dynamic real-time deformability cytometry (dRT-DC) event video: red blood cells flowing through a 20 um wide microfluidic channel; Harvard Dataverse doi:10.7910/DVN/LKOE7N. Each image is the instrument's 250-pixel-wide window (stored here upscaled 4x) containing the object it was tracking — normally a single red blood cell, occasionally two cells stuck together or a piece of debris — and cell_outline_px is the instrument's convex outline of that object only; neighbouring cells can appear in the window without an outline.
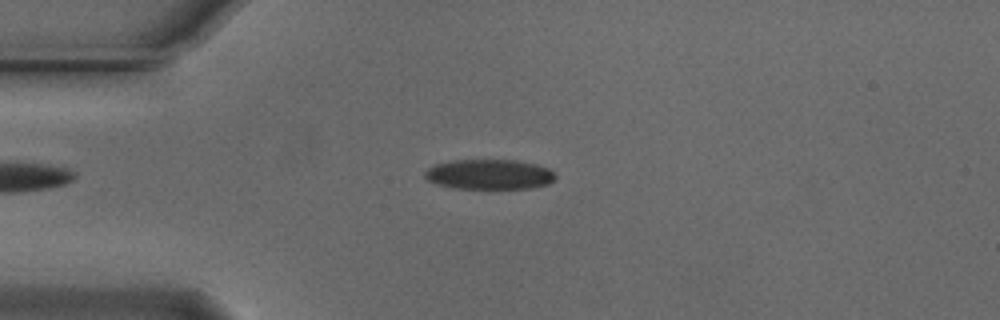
{"species": "Egyptian fruit bat (a non-hibernating species)", "species_latin": "Rousettus aegyptiacus", "temperature_condition": "cold", "stored_images_in_passage": 24, "camera_frame_rate_fps": 3000, "um_per_image_px": 0.085, "animal": {"sex": "male"}, "frame": {"image": 1, "passage_image": 12, "time_ms": 3.667, "image_size_px": [1000, 320], "cell_outline_px": [[556, 180], [548, 184], [532, 188], [452, 188], [436, 184], [428, 180], [424, 176], [424, 172], [428, 168], [436, 164], [452, 160], [516, 160], [536, 164], [548, 168], [556, 172]], "centroid_in_image_um": [41.62, 14.82], "position_along_channel_um": 43.4, "area_um2": 23.0}}
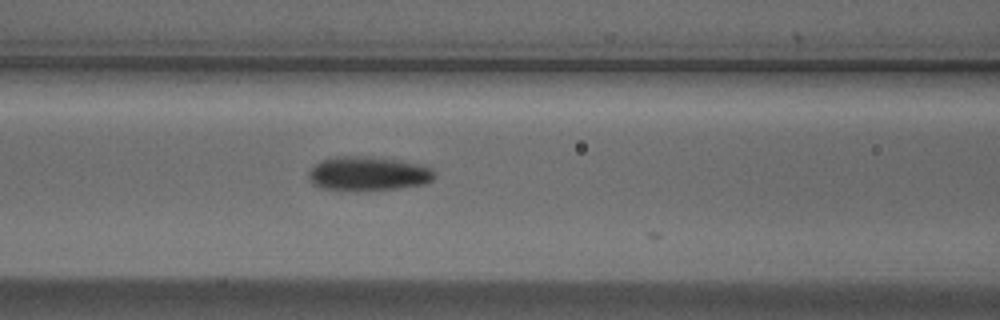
{"frame": {"image": 2, "passage_image": 21, "time_ms": 6.667, "image_size_px": [1000, 320], "cell_outline_px": [[436, 176], [432, 180], [424, 184], [396, 188], [320, 188], [312, 184], [308, 180], [308, 172], [316, 164], [324, 160], [336, 156], [356, 156], [396, 160], [416, 164], [432, 168], [436, 172]], "centroid_in_image_um": [31.29, 14.73], "position_along_channel_um": 135.3, "area_um2": 24.04}}